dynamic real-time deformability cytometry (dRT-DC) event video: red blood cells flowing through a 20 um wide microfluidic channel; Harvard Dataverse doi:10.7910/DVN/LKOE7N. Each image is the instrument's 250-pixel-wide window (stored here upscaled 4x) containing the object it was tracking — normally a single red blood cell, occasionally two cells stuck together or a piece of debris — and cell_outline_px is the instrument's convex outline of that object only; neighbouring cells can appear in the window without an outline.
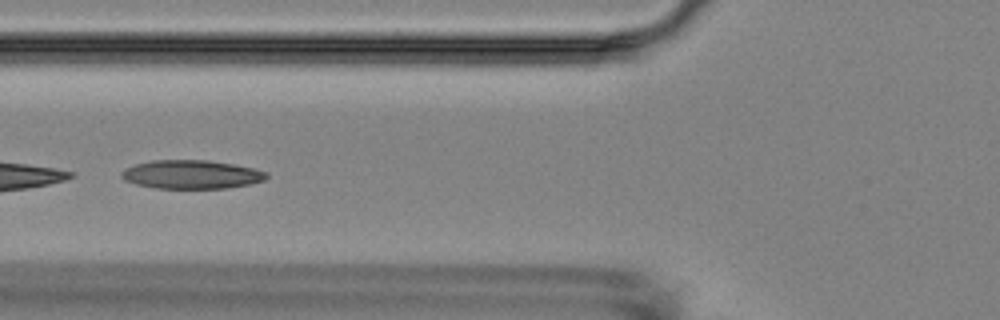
{"species": "Egyptian fruit bat (a non-hibernating species)", "species_latin": "Rousettus aegyptiacus", "temperature_condition": "room temperature", "stored_images_in_passage": 14, "camera_frame_rate_fps": 3000, "um_per_image_px": 0.085, "animal": {"sex": "female"}, "frame": {"image": 1, "passage_image": 5, "time_ms": 5.333, "image_size_px": [1000, 320], "cell_outline_px": [[268, 176], [264, 180], [248, 184], [228, 188], [156, 188], [136, 184], [124, 180], [120, 176], [120, 172], [124, 168], [136, 164], [152, 160], [208, 160], [232, 164], [252, 168], [268, 172]], "centroid_in_image_um": [16.24, 14.82], "position_along_channel_um": 109.6, "area_um2": 24.16}}
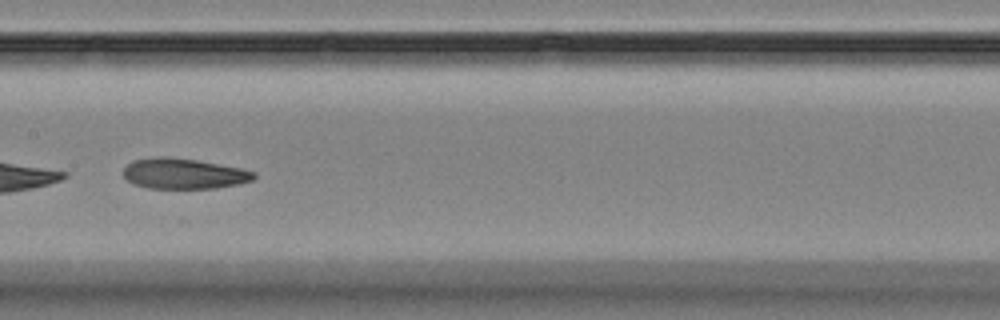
{"frame": {"image": 2, "passage_image": 7, "time_ms": 7.667, "image_size_px": [1000, 320], "cell_outline_px": [[256, 176], [252, 180], [240, 184], [216, 188], [148, 188], [132, 184], [124, 176], [124, 168], [132, 160], [156, 156], [164, 156], [196, 160], [240, 168], [256, 172]], "centroid_in_image_um": [15.61, 14.76], "position_along_channel_um": 191.8, "area_um2": 23.24}, "authors_computed_cell_mechanics": {"area_um2": 25.1719, "velocity_mm_per_s": 3.5229, "shape_relaxation_time_tau1_ms": 8.2218, "shape_relaxation_time_tau2_ms": 4.6191, "deformation_change_tau1": 0.1785, "deformation_change_tau2": 0.1142}}